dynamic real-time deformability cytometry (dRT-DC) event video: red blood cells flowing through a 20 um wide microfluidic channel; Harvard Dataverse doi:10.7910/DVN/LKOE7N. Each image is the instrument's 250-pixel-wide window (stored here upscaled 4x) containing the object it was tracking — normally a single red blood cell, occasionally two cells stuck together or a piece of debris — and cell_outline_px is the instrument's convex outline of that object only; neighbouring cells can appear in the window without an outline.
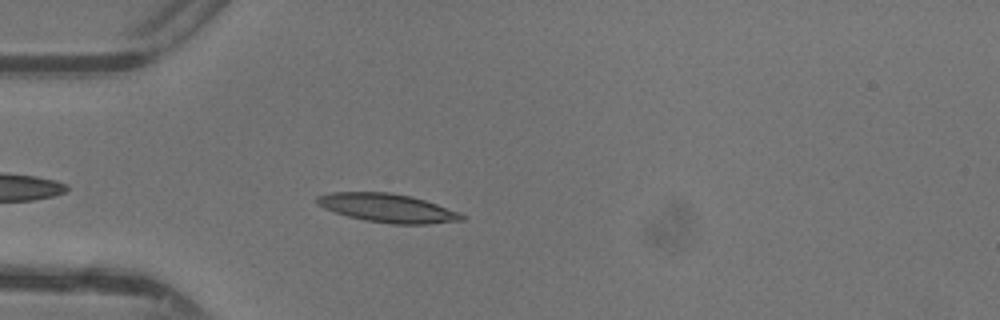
{"species": "common noctule bat (a hibernating species)", "species_latin": "Nyctalus noctula", "temperature_condition": "warm", "stored_images_in_passage": 30, "camera_frame_rate_fps": 3000, "um_per_image_px": 0.085, "animal": {"sex": "female"}, "frame": {"image": 1, "passage_image": 4, "time_ms": 1.0, "image_size_px": [1000, 320], "cell_outline_px": [[464, 220], [428, 224], [392, 224], [364, 220], [348, 216], [324, 208], [316, 204], [316, 196], [332, 192], [388, 192], [412, 196], [460, 212], [464, 216]], "centroid_in_image_um": [32.93, 17.68], "position_along_channel_um": 52.1, "area_um2": 24.1}}
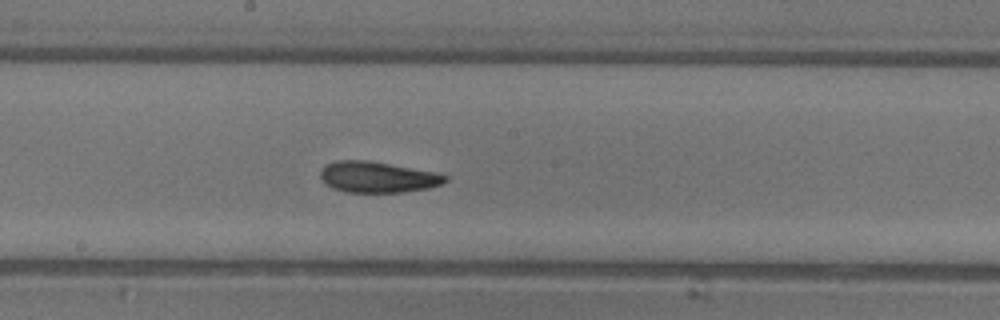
{"frame": {"image": 2, "passage_image": 16, "time_ms": 5.0, "image_size_px": [1000, 320], "cell_outline_px": [[448, 180], [440, 184], [428, 188], [404, 192], [344, 192], [332, 188], [324, 184], [320, 176], [320, 172], [324, 164], [336, 160], [368, 160], [440, 172], [448, 176]], "centroid_in_image_um": [32.09, 15.04], "position_along_channel_um": 216.1, "area_um2": 22.95}}
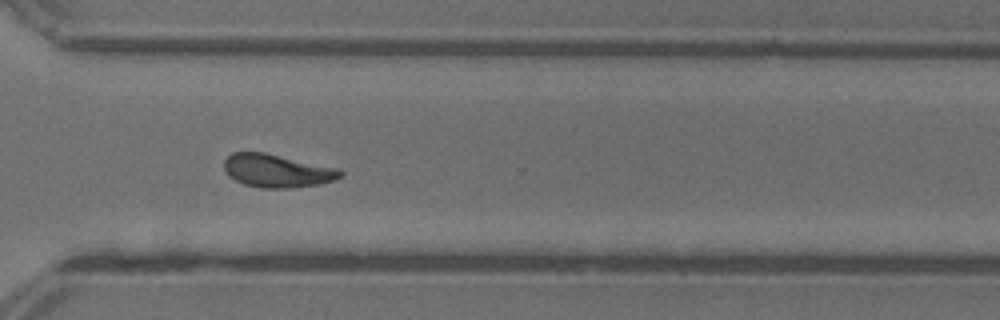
{"frame": {"image": 3, "passage_image": 25, "time_ms": 8.0, "image_size_px": [1000, 320], "cell_outline_px": [[344, 176], [320, 184], [288, 188], [260, 188], [244, 184], [228, 176], [224, 172], [224, 160], [232, 152], [264, 152], [340, 168], [344, 172]], "centroid_in_image_um": [23.56, 14.51], "position_along_channel_um": 347.0, "area_um2": 22.66}, "authors_computed_cell_mechanics": {"area_um2": 22.4553, "velocity_mm_per_s": 4.3773, "shape_relaxation_time_tau1_ms": 5.8781, "shape_relaxation_time_tau2_ms": 2.3825, "deformation_change_tau1": 0.2006, "deformation_change_tau2": 0.0886}}